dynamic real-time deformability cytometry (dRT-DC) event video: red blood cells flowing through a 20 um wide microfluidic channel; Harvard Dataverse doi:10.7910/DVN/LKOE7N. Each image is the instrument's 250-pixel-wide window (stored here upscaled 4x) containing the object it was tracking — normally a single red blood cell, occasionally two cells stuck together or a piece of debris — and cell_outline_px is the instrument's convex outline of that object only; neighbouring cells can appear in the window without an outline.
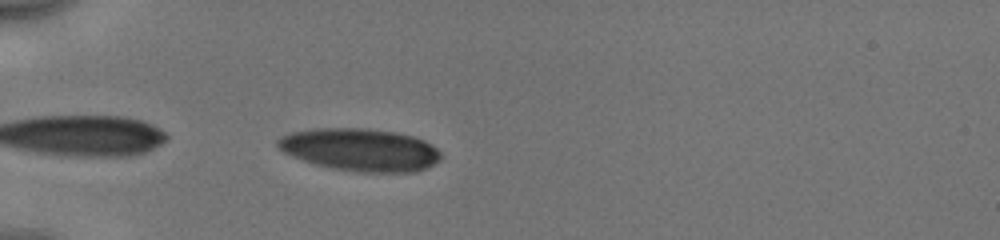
{"species": "human", "species_latin": "Homo sapiens", "temperature_condition": "cold", "stored_images_in_passage": 35, "camera_frame_rate_fps": 3000, "um_per_image_px": 0.085, "donor": {"sex": "male"}, "frame": {"image": 1, "passage_image": 2, "time_ms": 0.333, "image_size_px": [1000, 240], "cell_outline_px": [[440, 160], [416, 172], [360, 172], [332, 168], [316, 164], [292, 156], [284, 152], [276, 144], [276, 140], [280, 136], [292, 132], [316, 128], [364, 128], [396, 132], [412, 136], [424, 140], [432, 144], [440, 152]], "centroid_in_image_um": [30.61, 12.72], "position_along_channel_um": 54.4, "area_um2": 40.34}}
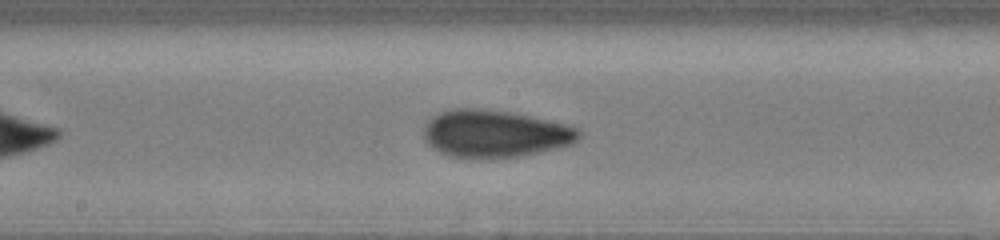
{"frame": {"image": 2, "passage_image": 15, "time_ms": 4.667, "image_size_px": [1000, 240], "cell_outline_px": [[580, 136], [572, 144], [556, 148], [520, 156], [448, 156], [432, 148], [428, 144], [424, 136], [424, 124], [432, 116], [440, 112], [456, 108], [480, 108], [508, 112], [528, 116], [564, 124], [580, 128]], "centroid_in_image_um": [42.03, 11.34], "position_along_channel_um": 206.2, "area_um2": 42.02}}
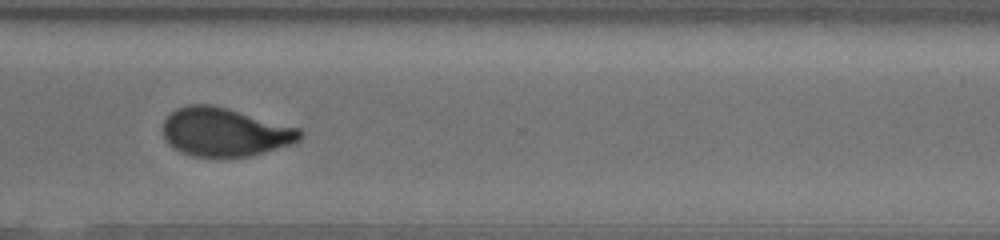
{"frame": {"image": 3, "passage_image": 26, "time_ms": 8.333, "image_size_px": [1000, 240], "cell_outline_px": [[304, 132], [300, 140], [292, 144], [264, 152], [248, 156], [192, 156], [180, 152], [168, 144], [164, 136], [164, 120], [176, 108], [188, 104], [212, 104], [228, 108], [300, 128]], "centroid_in_image_um": [19.12, 11.21], "position_along_channel_um": 351.5, "area_um2": 38.73}, "authors_computed_cell_mechanics": {"area_um2": 40.6912, "velocity_mm_per_s": 3.9755, "shape_relaxation_time_tau1_ms": 4.1816, "shape_relaxation_time_tau2_ms": 1.1999, "deformation_change_tau1": 0.1514, "deformation_change_tau2": 0.0684}}